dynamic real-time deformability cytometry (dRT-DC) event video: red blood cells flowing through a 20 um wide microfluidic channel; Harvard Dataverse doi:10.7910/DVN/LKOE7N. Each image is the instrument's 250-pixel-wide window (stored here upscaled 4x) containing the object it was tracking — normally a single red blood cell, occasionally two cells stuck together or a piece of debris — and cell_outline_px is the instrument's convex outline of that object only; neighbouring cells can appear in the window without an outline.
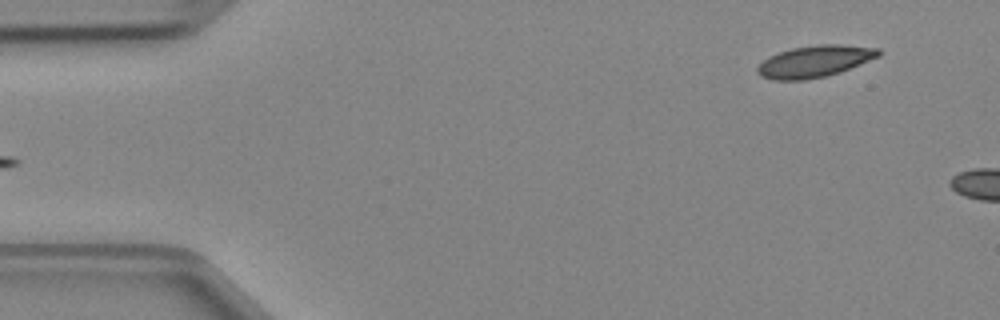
{"species": "Egyptian fruit bat (a non-hibernating species)", "species_latin": "Rousettus aegyptiacus", "temperature_condition": "cold", "stored_images_in_passage": 4, "segment_of_instrument_passage": [2, 2], "camera_frame_rate_fps": 3000, "um_per_image_px": 0.085, "animal": {"sex": "female"}, "frame": {"image": 1, "passage_image": 4, "time_ms": 1.0, "image_size_px": [1000, 320], "cell_outline_px": [[880, 56], [840, 72], [824, 76], [804, 80], [772, 80], [760, 76], [756, 72], [756, 68], [764, 60], [780, 52], [792, 48], [816, 44], [840, 44], [880, 48]], "centroid_in_image_um": [69.25, 5.21], "position_along_channel_um": 15.7, "area_um2": 22.31}}